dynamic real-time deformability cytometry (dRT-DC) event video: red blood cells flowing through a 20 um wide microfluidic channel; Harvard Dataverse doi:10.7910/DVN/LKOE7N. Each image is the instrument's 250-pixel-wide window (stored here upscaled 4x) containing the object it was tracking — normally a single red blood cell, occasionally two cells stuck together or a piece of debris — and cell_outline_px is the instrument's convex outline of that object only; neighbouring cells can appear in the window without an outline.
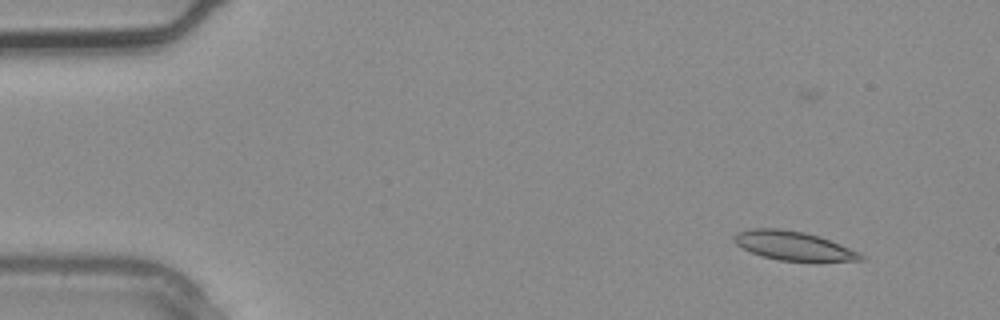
{"species": "common noctule bat (a hibernating species)", "species_latin": "Nyctalus noctula", "temperature_condition": "warm", "stored_images_in_passage": 3, "camera_frame_rate_fps": 3000, "um_per_image_px": 0.085, "animal": {"sex": "male", "body_mass_g": 20.4}, "frame": {"image": 1, "passage_image": 1, "time_ms": 0.0, "image_size_px": [1000, 320], "cell_outline_px": [[864, 260], [780, 260], [764, 256], [752, 252], [736, 244], [736, 232], [752, 228], [780, 228], [804, 232], [820, 236], [860, 252], [864, 256]], "centroid_in_image_um": [67.46, 20.86], "position_along_channel_um": 17.5, "area_um2": 20.81}}